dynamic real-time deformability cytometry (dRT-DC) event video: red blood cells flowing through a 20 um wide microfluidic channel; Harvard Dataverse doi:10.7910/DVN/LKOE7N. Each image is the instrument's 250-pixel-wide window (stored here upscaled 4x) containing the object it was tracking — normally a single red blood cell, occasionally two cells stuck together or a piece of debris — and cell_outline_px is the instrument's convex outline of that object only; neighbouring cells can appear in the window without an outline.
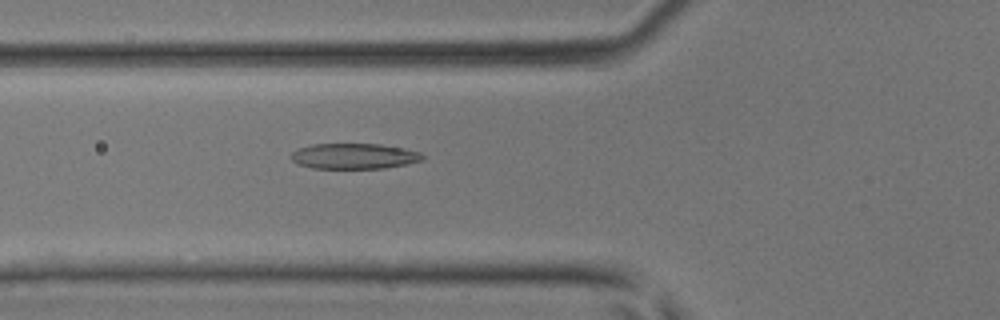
{"species": "common noctule bat (a hibernating species)", "species_latin": "Nyctalus noctula", "temperature_condition": "room temperature", "stored_images_in_passage": 38, "camera_frame_rate_fps": 3000, "um_per_image_px": 0.085, "animal": {"sex": "male", "body_mass_g": 17.9, "forearm_length_mm": 54.2}, "frame": {"image": 1, "passage_image": 9, "time_ms": 2.667, "image_size_px": [1000, 320], "cell_outline_px": [[424, 156], [420, 160], [408, 164], [384, 168], [312, 168], [300, 164], [292, 160], [288, 156], [296, 148], [312, 144], [380, 144], [404, 148], [420, 152]], "centroid_in_image_um": [30.06, 13.26], "position_along_channel_um": 95.7, "area_um2": 19.59}}
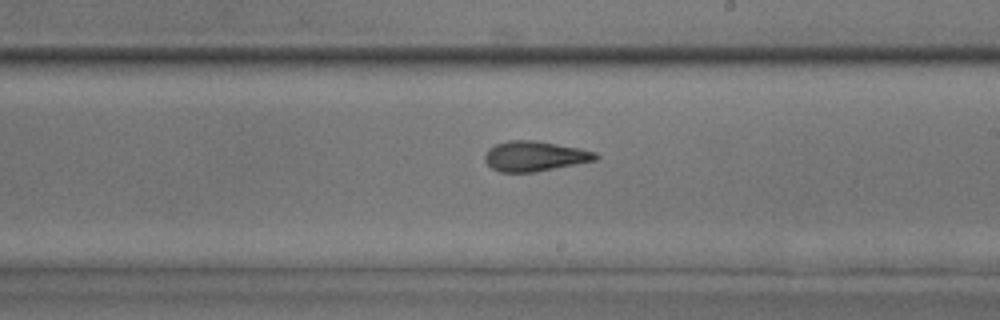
{"frame": {"image": 2, "passage_image": 19, "time_ms": 6.0, "image_size_px": [1000, 320], "cell_outline_px": [[600, 156], [596, 160], [536, 172], [500, 172], [492, 168], [484, 160], [484, 156], [488, 148], [496, 144], [508, 140], [536, 140], [580, 148], [596, 152]], "centroid_in_image_um": [45.45, 13.27], "position_along_channel_um": 243.5, "area_um2": 19.54}}
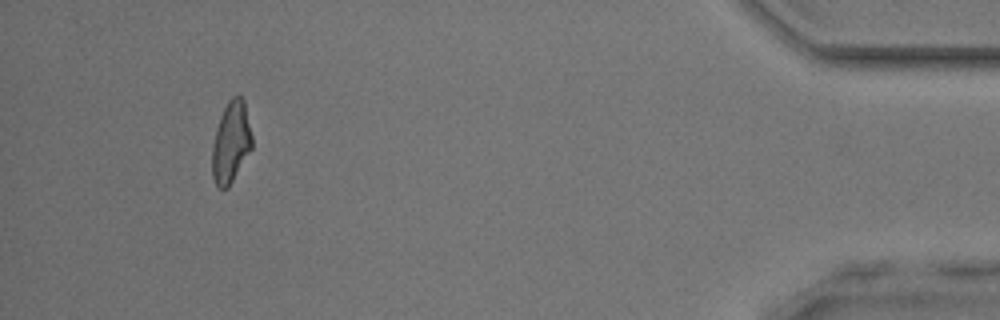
{"frame": {"image": 3, "passage_image": 35, "time_ms": 11.333, "image_size_px": [1000, 320], "cell_outline_px": [[252, 148], [228, 188], [220, 188], [216, 184], [212, 176], [212, 144], [216, 128], [220, 116], [228, 100], [232, 96], [240, 96], [244, 100], [252, 136]], "centroid_in_image_um": [19.63, 12.08], "position_along_channel_um": 415.6, "area_um2": 18.84}}